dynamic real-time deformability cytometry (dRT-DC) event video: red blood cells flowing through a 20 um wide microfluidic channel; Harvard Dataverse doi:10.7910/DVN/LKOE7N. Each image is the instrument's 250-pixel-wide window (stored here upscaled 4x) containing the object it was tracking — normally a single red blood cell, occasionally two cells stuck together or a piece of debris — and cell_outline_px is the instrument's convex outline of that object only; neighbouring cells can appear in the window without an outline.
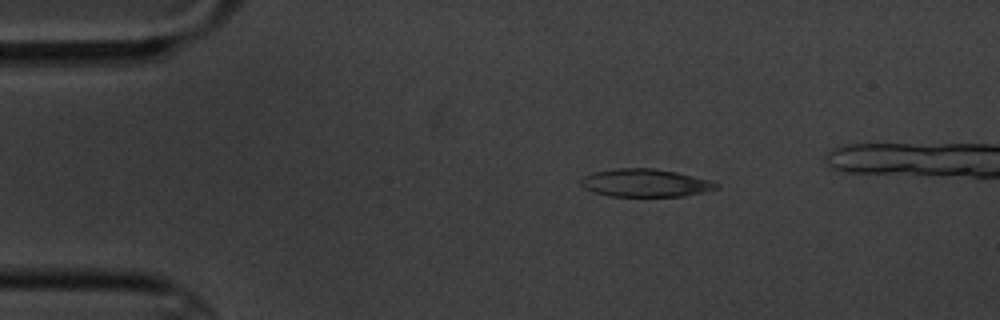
{"species": "common noctule bat (a hibernating species)", "species_latin": "Nyctalus noctula", "temperature_condition": "cold", "stored_images_in_passage": 10, "camera_frame_rate_fps": 3000, "um_per_image_px": 0.085, "animal": {"sex": "male", "body_mass_g": 20.1, "forearm_length_mm": 53.5}, "frame": {"image": 1, "passage_image": 2, "time_ms": 1.0, "image_size_px": [1000, 320], "cell_outline_px": [[720, 188], [684, 196], [608, 196], [592, 192], [584, 188], [580, 184], [580, 180], [584, 176], [592, 172], [616, 168], [656, 168], [676, 172], [708, 180], [720, 184]], "centroid_in_image_um": [54.81, 15.55], "position_along_channel_um": 30.2, "area_um2": 22.08}}
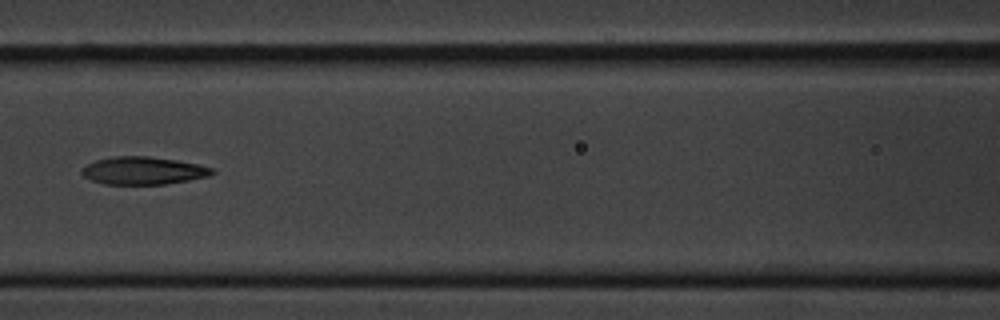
{"frame": {"image": 2, "passage_image": 6, "time_ms": 6.0, "image_size_px": [1000, 320], "cell_outline_px": [[216, 172], [208, 176], [188, 180], [164, 184], [104, 184], [92, 180], [84, 176], [80, 172], [88, 164], [96, 160], [112, 156], [148, 156], [176, 160], [196, 164], [212, 168]], "centroid_in_image_um": [12.16, 14.5], "position_along_channel_um": 154.4, "area_um2": 20.81}}
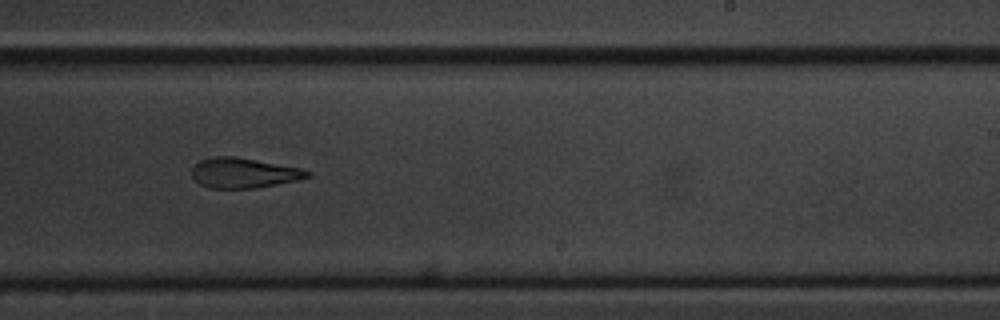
{"frame": {"image": 3, "passage_image": 9, "time_ms": 9.333, "image_size_px": [1000, 320], "cell_outline_px": [[312, 176], [296, 180], [256, 188], [208, 188], [200, 184], [192, 176], [192, 168], [200, 160], [212, 156], [236, 156], [300, 168], [312, 172]], "centroid_in_image_um": [20.71, 14.69], "position_along_channel_um": 268.3, "area_um2": 20.23}}